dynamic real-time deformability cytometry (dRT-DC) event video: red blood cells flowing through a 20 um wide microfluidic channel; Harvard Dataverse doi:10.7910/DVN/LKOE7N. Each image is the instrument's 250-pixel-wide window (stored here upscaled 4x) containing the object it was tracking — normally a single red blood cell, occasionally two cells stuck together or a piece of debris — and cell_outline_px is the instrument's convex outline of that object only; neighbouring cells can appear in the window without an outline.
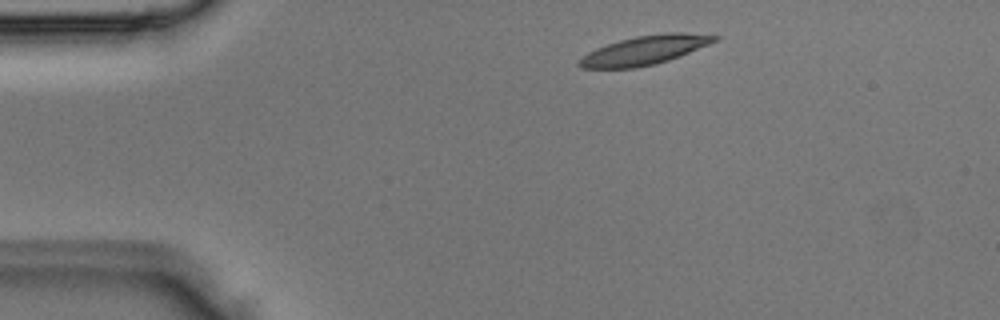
{"species": "Egyptian fruit bat (a non-hibernating species)", "species_latin": "Rousettus aegyptiacus", "temperature_condition": "room temperature", "stored_images_in_passage": 2, "camera_frame_rate_fps": 3000, "um_per_image_px": 0.085, "animal": {"sex": "male"}, "frame": {"image": 1, "passage_image": 1, "time_ms": 0.0, "image_size_px": [1000, 320], "cell_outline_px": [[720, 36], [716, 40], [708, 44], [680, 56], [668, 60], [636, 68], [580, 68], [576, 64], [576, 60], [588, 52], [596, 48], [620, 40], [636, 36], [664, 32], [684, 32]], "centroid_in_image_um": [54.74, 4.26], "position_along_channel_um": 30.3, "area_um2": 22.77}}